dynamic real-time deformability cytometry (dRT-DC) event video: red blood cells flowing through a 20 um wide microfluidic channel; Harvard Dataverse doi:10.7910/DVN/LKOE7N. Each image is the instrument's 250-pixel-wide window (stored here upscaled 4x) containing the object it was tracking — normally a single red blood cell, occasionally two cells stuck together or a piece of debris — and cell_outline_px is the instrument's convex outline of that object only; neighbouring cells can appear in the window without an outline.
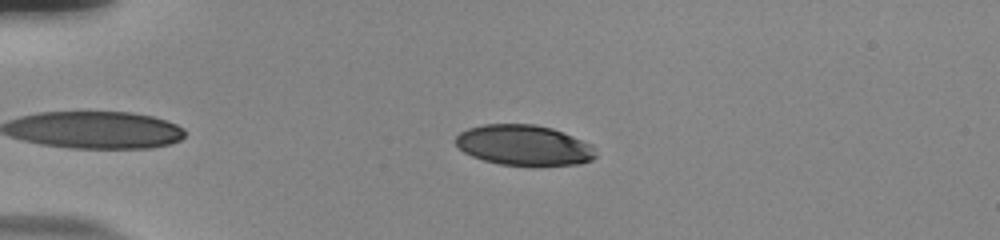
{"species": "human", "species_latin": "Homo sapiens", "temperature_condition": "room temperature", "stored_images_in_passage": 38, "camera_frame_rate_fps": 3000, "um_per_image_px": 0.085, "donor": {"sex": "male"}, "frame": {"image": 1, "passage_image": 3, "time_ms": 0.667, "image_size_px": [1000, 240], "cell_outline_px": [[596, 156], [592, 160], [580, 164], [500, 164], [484, 160], [472, 156], [464, 152], [456, 144], [456, 136], [460, 132], [468, 128], [484, 124], [536, 124], [552, 128], [564, 132], [592, 144], [596, 152]], "centroid_in_image_um": [44.55, 12.32], "position_along_channel_um": 40.5, "area_um2": 32.71}}
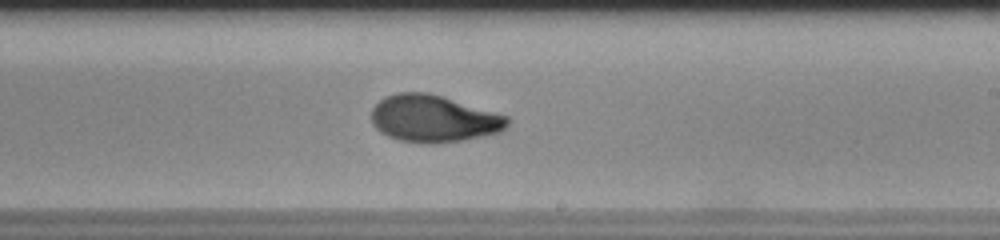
{"frame": {"image": 2, "passage_image": 23, "time_ms": 7.333, "image_size_px": [1000, 240], "cell_outline_px": [[512, 120], [500, 132], [484, 136], [464, 140], [432, 144], [428, 144], [400, 140], [388, 136], [380, 132], [372, 124], [372, 108], [384, 96], [396, 92], [428, 92], [496, 112], [508, 116]], "centroid_in_image_um": [36.86, 10.08], "position_along_channel_um": 252.1, "area_um2": 37.51}}
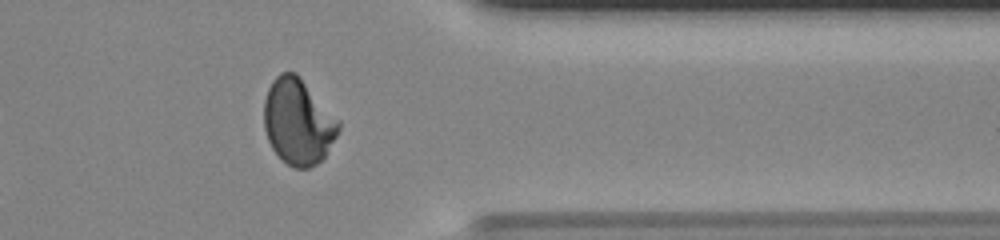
{"frame": {"image": 3, "passage_image": 34, "time_ms": 11.0, "image_size_px": [1000, 240], "cell_outline_px": [[340, 128], [336, 136], [324, 156], [316, 164], [308, 168], [296, 168], [288, 164], [272, 148], [268, 140], [264, 128], [264, 100], [268, 88], [272, 80], [280, 72], [296, 72], [300, 76], [340, 120]], "centroid_in_image_um": [25.33, 10.31], "position_along_channel_um": 386.1, "area_um2": 37.22}, "authors_computed_cell_mechanics": {"area_um2": 36.9342, "velocity_mm_per_s": 3.8483, "shape_relaxation_time_tau1_ms": 7.197, "shape_relaxation_time_tau2_ms": 1.176, "deformation_change_tau1": 0.2475, "deformation_change_tau2": 0.0576}}